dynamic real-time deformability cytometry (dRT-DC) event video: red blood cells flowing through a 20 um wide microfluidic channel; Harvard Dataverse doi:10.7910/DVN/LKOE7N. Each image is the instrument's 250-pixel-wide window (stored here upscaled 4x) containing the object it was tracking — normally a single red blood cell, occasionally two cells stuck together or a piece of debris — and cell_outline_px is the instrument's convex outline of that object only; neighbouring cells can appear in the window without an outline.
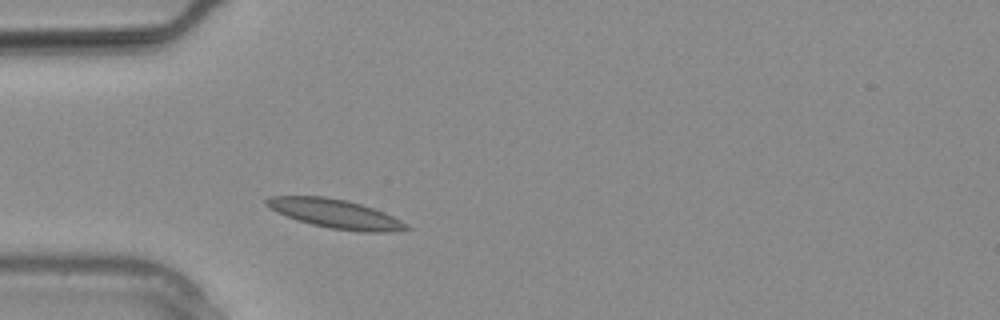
{"species": "common noctule bat (a hibernating species)", "species_latin": "Nyctalus noctula", "temperature_condition": "warm", "stored_images_in_passage": 3, "camera_frame_rate_fps": 3000, "um_per_image_px": 0.085, "animal": {"sex": "male", "body_mass_g": 20.4}, "frame": {"image": 1, "passage_image": 1, "time_ms": 0.0, "image_size_px": [1000, 320], "cell_outline_px": [[412, 228], [388, 232], [364, 232], [332, 228], [312, 224], [288, 216], [264, 204], [264, 200], [268, 196], [324, 196], [348, 200], [384, 212], [408, 224]], "centroid_in_image_um": [28.53, 18.16], "position_along_channel_um": 56.5, "area_um2": 23.24}}